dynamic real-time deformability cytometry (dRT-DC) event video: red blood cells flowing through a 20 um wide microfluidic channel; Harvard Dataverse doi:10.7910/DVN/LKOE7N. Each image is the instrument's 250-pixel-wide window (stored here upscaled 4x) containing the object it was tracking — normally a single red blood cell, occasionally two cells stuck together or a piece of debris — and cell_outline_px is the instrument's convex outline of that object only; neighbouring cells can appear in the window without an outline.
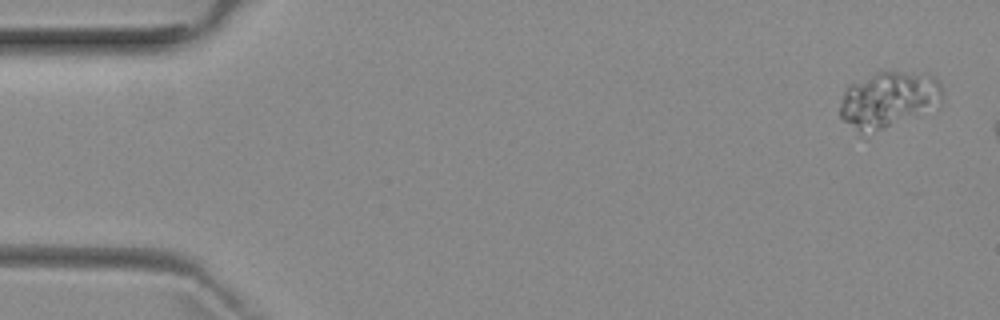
{"species": "common noctule bat (a hibernating species)", "species_latin": "Nyctalus noctula", "temperature_condition": "room temperature", "stored_images_in_passage": 3, "camera_frame_rate_fps": 3000, "um_per_image_px": 0.085, "animal": {"sex": "female", "body_mass_g": 29.2, "forearm_length_mm": 56.3}, "frame": {"image": 1, "passage_image": 1, "time_ms": 0.0, "image_size_px": [1000, 320], "cell_outline_px": [[940, 104], [868, 140], [844, 120], [840, 116], [840, 104], [844, 92], [848, 84], [876, 72], [928, 72], [940, 80]], "centroid_in_image_um": [75.49, 8.54], "position_along_channel_um": 9.5, "area_um2": 34.62}}